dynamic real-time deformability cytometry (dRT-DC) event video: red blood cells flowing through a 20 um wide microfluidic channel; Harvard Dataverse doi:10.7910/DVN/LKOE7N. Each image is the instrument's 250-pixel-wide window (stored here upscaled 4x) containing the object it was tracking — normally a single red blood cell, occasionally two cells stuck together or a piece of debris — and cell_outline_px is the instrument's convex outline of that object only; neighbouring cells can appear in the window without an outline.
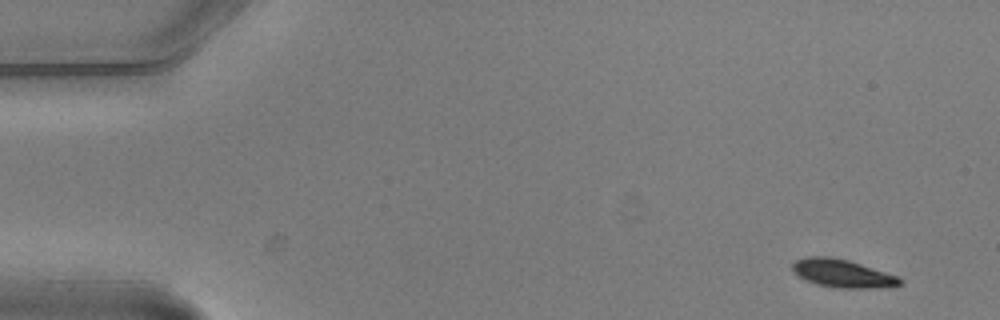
{"species": "common noctule bat (a hibernating species)", "species_latin": "Nyctalus noctula", "temperature_condition": "warm", "stored_images_in_passage": 6, "camera_frame_rate_fps": 3000, "um_per_image_px": 0.085, "animal": {"sex": "male", "body_mass_g": 20.5, "forearm_length_mm": 52.5}, "frame": {"image": 1, "passage_image": 1, "time_ms": 0.0, "image_size_px": [1000, 320], "cell_outline_px": [[904, 280], [900, 284], [880, 288], [840, 288], [816, 284], [800, 276], [792, 268], [792, 264], [796, 260], [808, 256], [828, 256], [848, 260], [900, 276]], "centroid_in_image_um": [71.66, 23.24], "position_along_channel_um": 13.3, "area_um2": 17.46}}
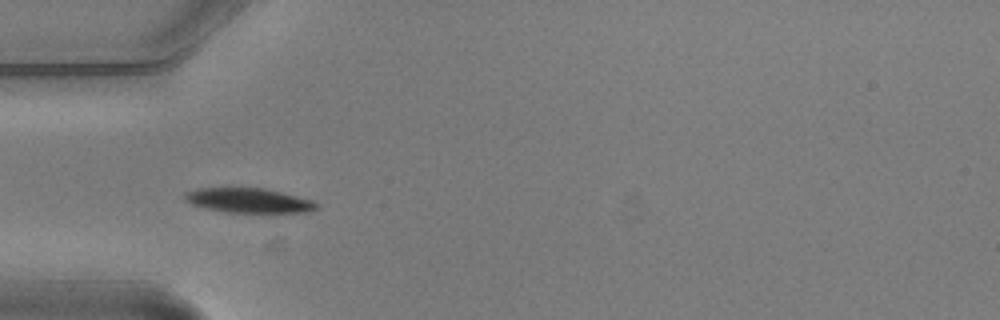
{"frame": {"image": 2, "passage_image": 5, "time_ms": 1.333, "image_size_px": [1000, 320], "cell_outline_px": [[320, 208], [308, 212], [224, 212], [204, 208], [192, 204], [184, 200], [184, 192], [196, 188], [264, 188], [312, 200], [320, 204]], "centroid_in_image_um": [21.12, 17.04], "position_along_channel_um": 63.9, "area_um2": 18.96}}
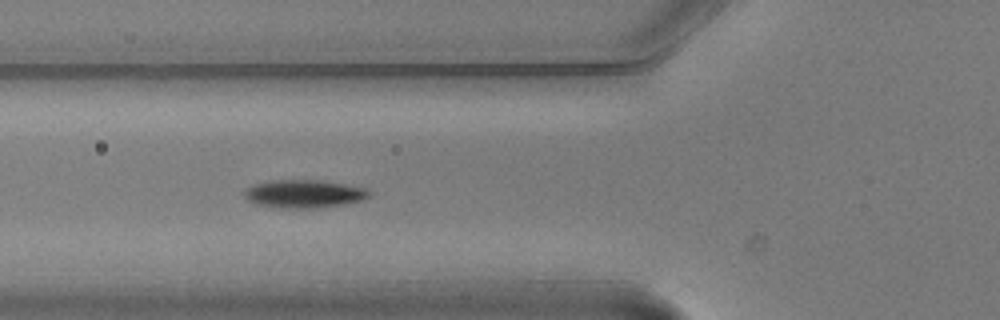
{"frame": {"image": 3, "passage_image": 6, "time_ms": 1.667, "image_size_px": [1000, 320], "cell_outline_px": [[372, 192], [364, 200], [316, 208], [280, 208], [256, 204], [248, 200], [244, 196], [244, 192], [248, 188], [256, 184], [272, 180], [320, 180], [344, 184], [364, 188]], "centroid_in_image_um": [25.84, 16.47], "position_along_channel_um": 100.0, "area_um2": 20.17}}